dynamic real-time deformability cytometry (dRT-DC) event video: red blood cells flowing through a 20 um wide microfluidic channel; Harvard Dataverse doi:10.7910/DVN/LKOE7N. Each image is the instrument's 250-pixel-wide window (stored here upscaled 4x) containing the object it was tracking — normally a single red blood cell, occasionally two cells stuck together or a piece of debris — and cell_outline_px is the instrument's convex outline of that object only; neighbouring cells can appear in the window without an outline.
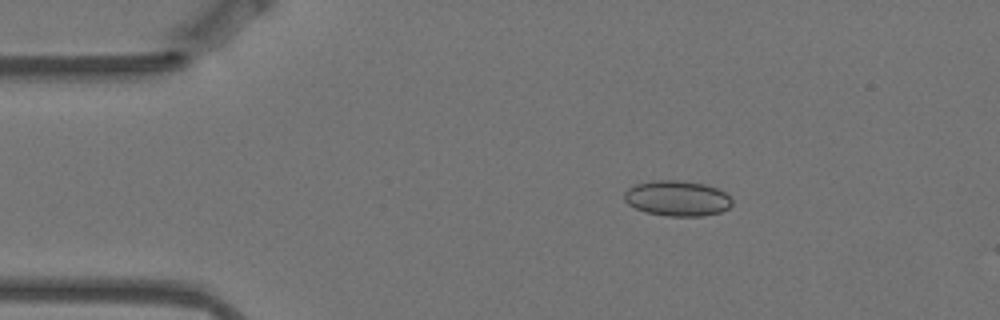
{"species": "Egyptian fruit bat (a non-hibernating species)", "species_latin": "Rousettus aegyptiacus", "temperature_condition": "warm", "stored_images_in_passage": 4, "camera_frame_rate_fps": 3000, "um_per_image_px": 0.085, "animal": {"sex": "female"}, "frame": {"image": 1, "passage_image": 2, "time_ms": 0.333, "image_size_px": [1000, 320], "cell_outline_px": [[732, 204], [728, 208], [720, 212], [704, 216], [668, 216], [644, 212], [628, 204], [624, 200], [624, 192], [628, 188], [636, 184], [652, 180], [680, 180], [704, 184], [716, 188], [724, 192], [732, 200]], "centroid_in_image_um": [57.54, 16.86], "position_along_channel_um": 27.5, "area_um2": 22.31}}
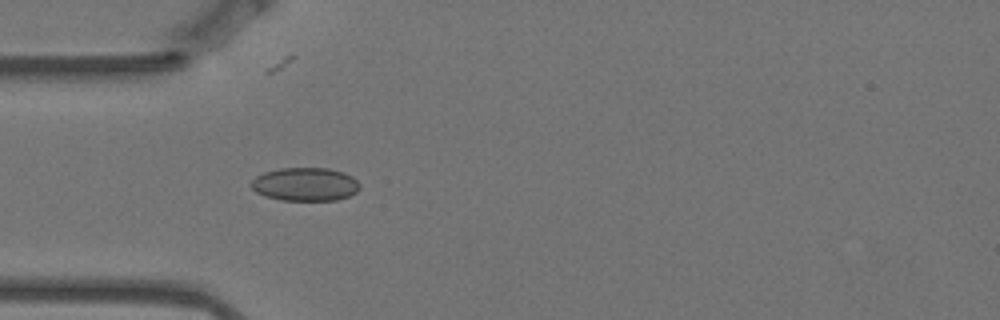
{"frame": {"image": 2, "passage_image": 4, "time_ms": 1.0, "image_size_px": [1000, 320], "cell_outline_px": [[360, 188], [356, 192], [348, 196], [336, 200], [280, 200], [264, 196], [256, 192], [248, 184], [256, 176], [264, 172], [280, 168], [328, 168], [344, 172], [352, 176], [360, 184]], "centroid_in_image_um": [25.92, 15.66], "position_along_channel_um": 59.1, "area_um2": 21.27}}